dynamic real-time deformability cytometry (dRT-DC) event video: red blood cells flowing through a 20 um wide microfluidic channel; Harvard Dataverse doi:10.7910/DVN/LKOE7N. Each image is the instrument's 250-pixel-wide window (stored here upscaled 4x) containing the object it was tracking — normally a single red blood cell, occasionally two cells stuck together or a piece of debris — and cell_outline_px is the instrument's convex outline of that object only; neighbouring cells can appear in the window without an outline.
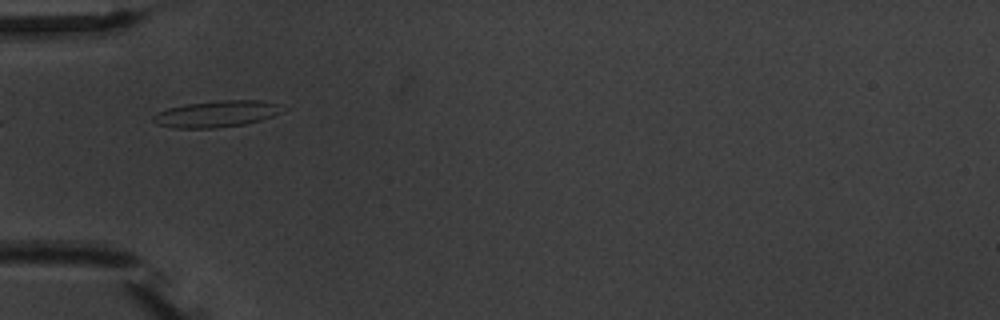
{"species": "common noctule bat (a hibernating species)", "species_latin": "Nyctalus noctula", "temperature_condition": "warm", "stored_images_in_passage": 4, "camera_frame_rate_fps": 3000, "um_per_image_px": 0.085, "animal": {"sex": "male", "body_mass_g": 20.1, "forearm_length_mm": 53.5}, "frame": {"image": 1, "passage_image": 4, "time_ms": 3.667, "image_size_px": [1000, 320], "cell_outline_px": [[288, 108], [272, 116], [260, 120], [244, 124], [216, 128], [176, 128], [156, 124], [152, 120], [152, 116], [156, 112], [168, 108], [184, 104], [220, 100], [260, 100], [284, 104]], "centroid_in_image_um": [18.44, 9.67], "position_along_channel_um": 66.6, "area_um2": 20.23}}